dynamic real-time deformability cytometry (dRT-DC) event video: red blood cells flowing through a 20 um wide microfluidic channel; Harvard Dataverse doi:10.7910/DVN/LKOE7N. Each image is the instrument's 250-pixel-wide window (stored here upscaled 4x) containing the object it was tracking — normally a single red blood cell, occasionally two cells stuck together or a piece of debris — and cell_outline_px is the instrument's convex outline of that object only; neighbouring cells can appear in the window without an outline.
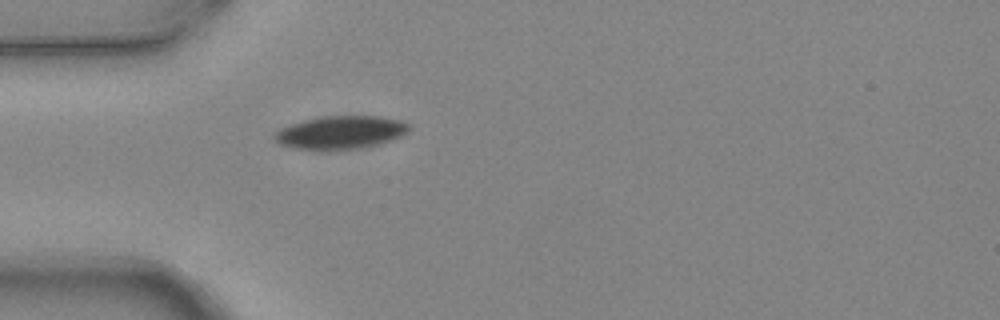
{"species": "common noctule bat (a hibernating species)", "species_latin": "Nyctalus noctula", "temperature_condition": "warm", "stored_images_in_passage": 1, "camera_frame_rate_fps": 3000, "um_per_image_px": 0.085, "animal": {"sex": "female", "body_mass_g": 24.6, "forearm_length_mm": 56.2}, "frame": {"image": 1, "passage_image": 1, "time_ms": 0.0, "image_size_px": [1000, 320], "cell_outline_px": [[412, 128], [408, 132], [400, 136], [376, 144], [356, 148], [292, 148], [280, 144], [272, 136], [280, 128], [304, 120], [324, 116], [380, 116], [400, 120], [408, 124]], "centroid_in_image_um": [28.96, 11.22], "position_along_channel_um": 56.0, "area_um2": 25.2}}